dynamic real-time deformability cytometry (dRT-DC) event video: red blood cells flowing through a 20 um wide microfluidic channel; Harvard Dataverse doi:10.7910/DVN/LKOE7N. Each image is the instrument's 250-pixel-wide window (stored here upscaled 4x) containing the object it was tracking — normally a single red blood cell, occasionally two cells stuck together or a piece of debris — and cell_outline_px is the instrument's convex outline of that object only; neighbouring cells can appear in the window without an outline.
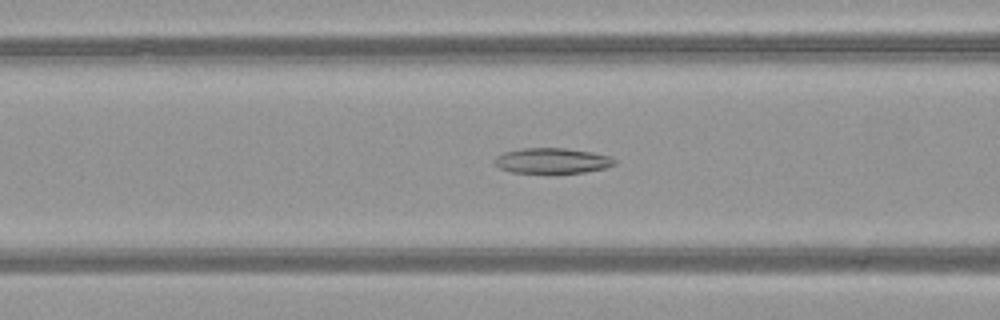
{"species": "common noctule bat (a hibernating species)", "species_latin": "Nyctalus noctula", "temperature_condition": "warm", "stored_images_in_passage": 45, "camera_frame_rate_fps": 3000, "um_per_image_px": 0.085, "animal": {"sex": "female", "body_mass_g": 21.9}, "frame": {"image": 1, "passage_image": 15, "time_ms": 4.667, "image_size_px": [1000, 320], "cell_outline_px": [[616, 164], [604, 168], [584, 172], [512, 172], [500, 168], [496, 164], [496, 156], [504, 152], [524, 148], [564, 148], [592, 152], [612, 156], [616, 160]], "centroid_in_image_um": [46.98, 13.64], "position_along_channel_um": 119.6, "area_um2": 17.46}}
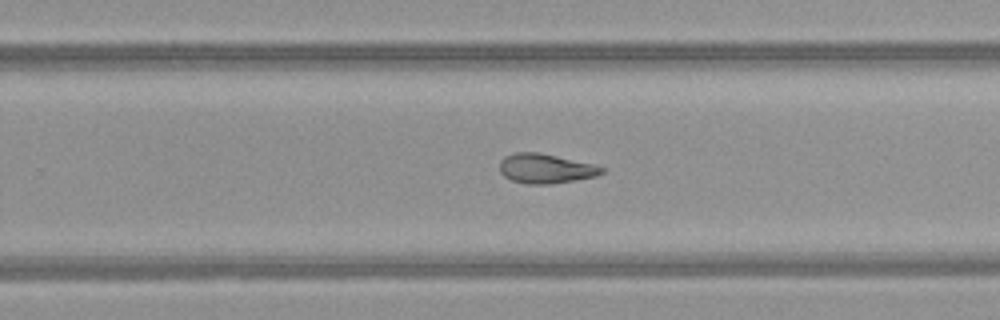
{"frame": {"image": 2, "passage_image": 27, "time_ms": 8.667, "image_size_px": [1000, 320], "cell_outline_px": [[604, 172], [596, 176], [548, 184], [528, 184], [512, 180], [504, 176], [500, 172], [500, 160], [504, 156], [516, 152], [540, 152], [592, 164], [604, 168]], "centroid_in_image_um": [46.33, 14.31], "position_along_channel_um": 283.5, "area_um2": 17.4}}
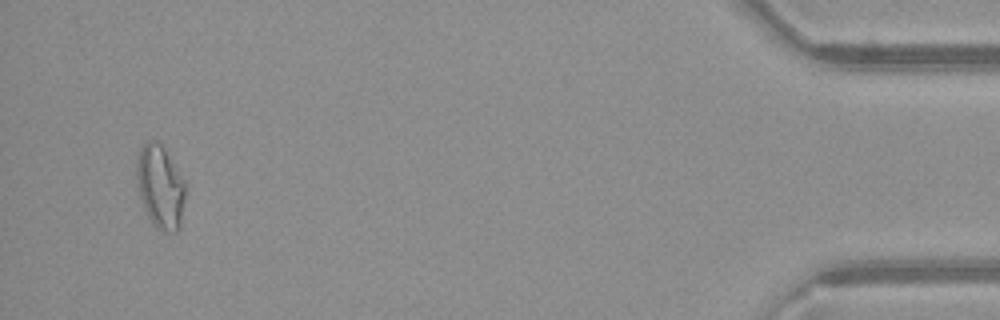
{"frame": {"image": 3, "passage_image": 43, "time_ms": 14.0, "image_size_px": [1000, 320], "cell_outline_px": [[184, 196], [180, 228], [176, 232], [160, 232], [152, 224], [140, 200], [136, 184], [136, 164], [140, 148], [148, 140], [156, 140], [164, 148], [184, 180]], "centroid_in_image_um": [13.59, 15.91], "position_along_channel_um": 421.6, "area_um2": 23.76}, "authors_computed_cell_mechanics": {"area_um2": 18.785, "velocity_mm_per_s": 4.0933, "shape_relaxation_time_tau1_ms": null, "shape_relaxation_time_tau2_ms": 4.4825, "deformation_change_tau1": null, "deformation_change_tau2": 0.1318}}